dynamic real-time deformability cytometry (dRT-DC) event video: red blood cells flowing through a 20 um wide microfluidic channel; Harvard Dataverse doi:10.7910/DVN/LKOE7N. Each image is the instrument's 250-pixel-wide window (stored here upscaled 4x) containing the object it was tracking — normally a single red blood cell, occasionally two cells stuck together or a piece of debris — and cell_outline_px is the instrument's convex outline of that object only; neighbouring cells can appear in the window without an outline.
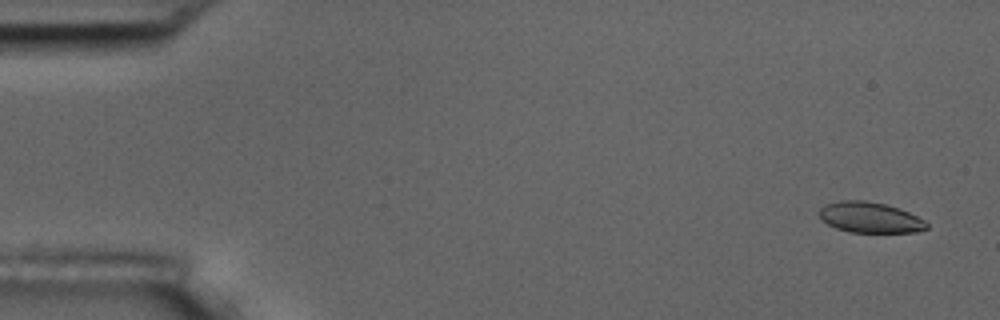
{"species": "common noctule bat (a hibernating species)", "species_latin": "Nyctalus noctula", "temperature_condition": "room temperature", "stored_images_in_passage": 58, "camera_frame_rate_fps": 3000, "um_per_image_px": 0.085, "animal": {"sex": "male", "body_mass_g": 17.5, "forearm_length_mm": 52.3}, "frame": {"image": 1, "passage_image": 3, "time_ms": 0.667, "image_size_px": [1000, 320], "cell_outline_px": [[928, 228], [916, 232], [848, 232], [836, 228], [820, 220], [820, 208], [824, 204], [840, 200], [864, 200], [884, 204], [900, 208], [924, 220], [928, 224]], "centroid_in_image_um": [73.92, 18.48], "position_along_channel_um": 11.1, "area_um2": 19.25}}
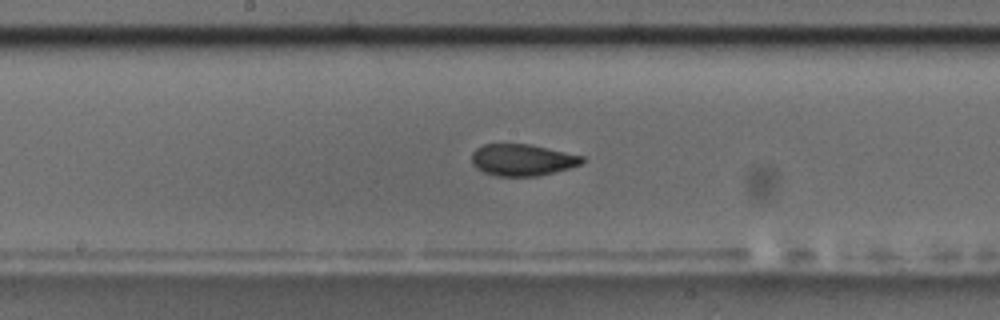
{"frame": {"image": 2, "passage_image": 30, "time_ms": 9.667, "image_size_px": [1000, 320], "cell_outline_px": [[584, 160], [580, 164], [568, 168], [536, 176], [496, 176], [484, 172], [476, 168], [472, 164], [472, 152], [476, 148], [484, 144], [528, 144], [584, 156]], "centroid_in_image_um": [44.35, 13.59], "position_along_channel_um": 203.8, "area_um2": 20.17}}
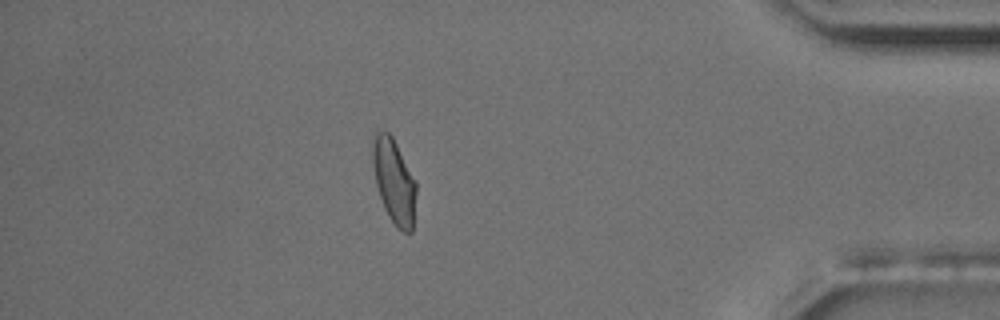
{"frame": {"image": 3, "passage_image": 50, "time_ms": 16.333, "image_size_px": [1000, 320], "cell_outline_px": [[416, 192], [412, 232], [404, 232], [396, 228], [388, 216], [384, 208], [376, 184], [372, 164], [372, 132], [376, 128], [388, 132], [392, 136], [416, 180]], "centroid_in_image_um": [33.47, 15.35], "position_along_channel_um": 401.7, "area_um2": 21.85}, "authors_computed_cell_mechanics": {"area_um2": 20.6924, "velocity_mm_per_s": 3.5732, "shape_relaxation_time_tau1_ms": 8.6896, "shape_relaxation_time_tau2_ms": 1.0084, "deformation_change_tau1": 0.164, "deformation_change_tau2": 0.0675}}